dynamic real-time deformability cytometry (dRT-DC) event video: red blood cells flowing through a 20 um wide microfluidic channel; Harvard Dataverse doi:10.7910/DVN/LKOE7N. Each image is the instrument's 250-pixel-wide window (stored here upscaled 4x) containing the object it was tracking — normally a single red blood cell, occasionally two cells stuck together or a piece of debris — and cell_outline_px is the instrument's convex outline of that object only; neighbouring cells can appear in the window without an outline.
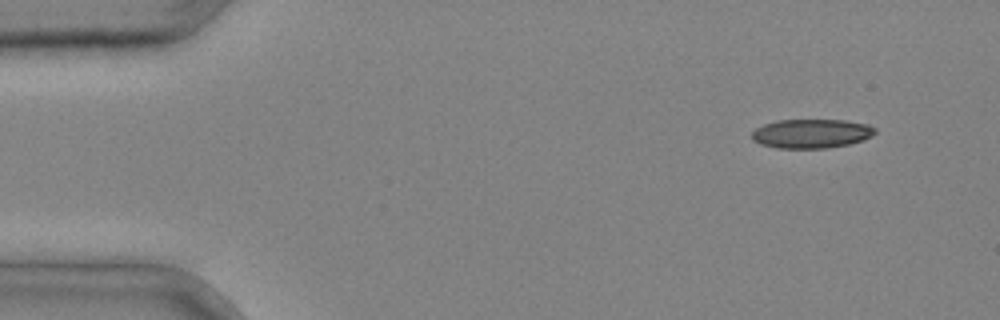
{"species": "common noctule bat (a hibernating species)", "species_latin": "Nyctalus noctula", "temperature_condition": "cold", "stored_images_in_passage": 3, "camera_frame_rate_fps": 3000, "um_per_image_px": 0.085, "animal": {"sex": "male", "body_mass_g": 20.4}, "frame": {"image": 1, "passage_image": 1, "time_ms": 0.0, "image_size_px": [1000, 320], "cell_outline_px": [[876, 132], [872, 136], [864, 140], [848, 144], [824, 148], [776, 148], [760, 144], [752, 140], [752, 132], [756, 128], [764, 124], [776, 120], [844, 120], [868, 124], [876, 128]], "centroid_in_image_um": [68.97, 11.35], "position_along_channel_um": 16.0, "area_um2": 20.98}}
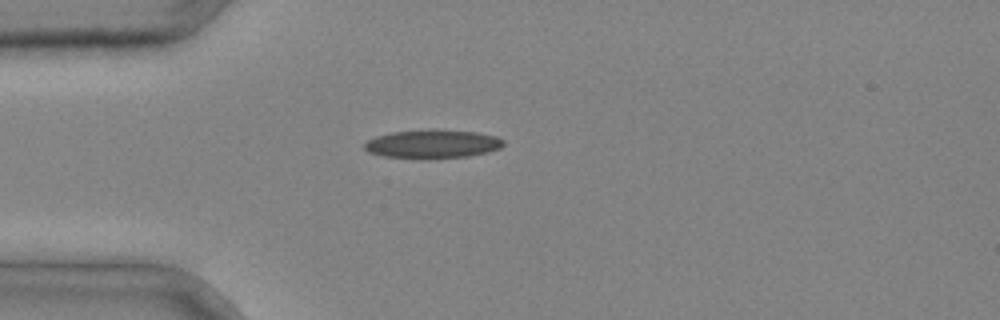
{"frame": {"image": 2, "passage_image": 3, "time_ms": 0.667, "image_size_px": [1000, 320], "cell_outline_px": [[504, 144], [500, 148], [488, 152], [468, 156], [428, 160], [424, 160], [384, 156], [368, 152], [364, 148], [364, 144], [368, 140], [376, 136], [392, 132], [476, 132], [496, 136], [504, 140]], "centroid_in_image_um": [36.76, 12.3], "position_along_channel_um": 48.2, "area_um2": 22.54}}